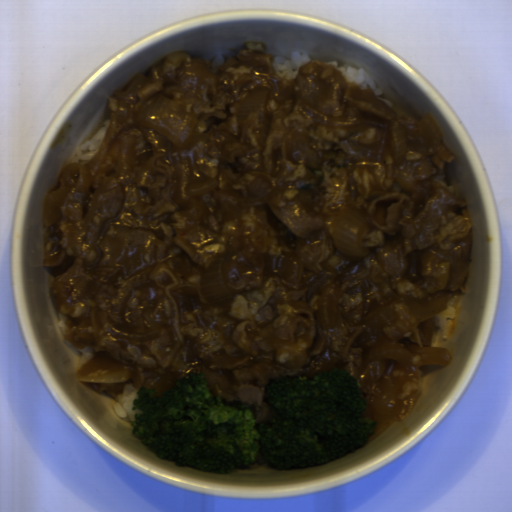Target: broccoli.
I'll use <instances>...</instances> for the list:
<instances>
[{
	"instance_id": "1",
	"label": "broccoli",
	"mask_w": 512,
	"mask_h": 512,
	"mask_svg": "<svg viewBox=\"0 0 512 512\" xmlns=\"http://www.w3.org/2000/svg\"><path fill=\"white\" fill-rule=\"evenodd\" d=\"M161 393L137 389L132 436L176 467L217 475L255 464L283 472L328 464L376 436L377 419L364 417L360 380L333 368L306 376L269 379L264 391L270 421L256 424L247 406L225 404L204 373L189 371Z\"/></svg>"
}]
</instances>
